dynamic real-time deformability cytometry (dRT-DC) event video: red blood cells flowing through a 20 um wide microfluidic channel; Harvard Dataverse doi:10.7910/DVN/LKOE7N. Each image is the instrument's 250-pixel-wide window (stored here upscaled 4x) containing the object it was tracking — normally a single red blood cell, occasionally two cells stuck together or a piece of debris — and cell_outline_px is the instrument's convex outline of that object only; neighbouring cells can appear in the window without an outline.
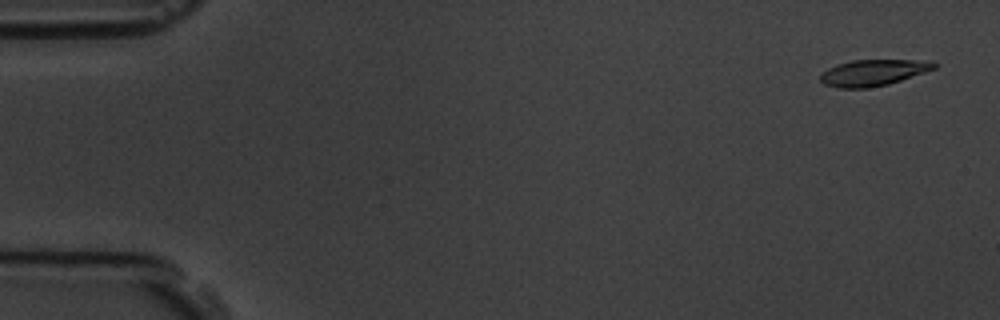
{"species": "common noctule bat (a hibernating species)", "species_latin": "Nyctalus noctula", "temperature_condition": "room temperature", "stored_images_in_passage": 5, "camera_frame_rate_fps": 3000, "um_per_image_px": 0.085, "animal": {"sex": "male", "body_mass_g": 19.5, "forearm_length_mm": 54.6}, "frame": {"image": 1, "passage_image": 1, "time_ms": 0.0, "image_size_px": [1000, 320], "cell_outline_px": [[936, 68], [888, 84], [864, 88], [840, 88], [824, 84], [820, 80], [820, 76], [828, 68], [836, 64], [852, 60], [932, 60], [936, 64]], "centroid_in_image_um": [74.21, 6.16], "position_along_channel_um": 10.8, "area_um2": 17.22}}
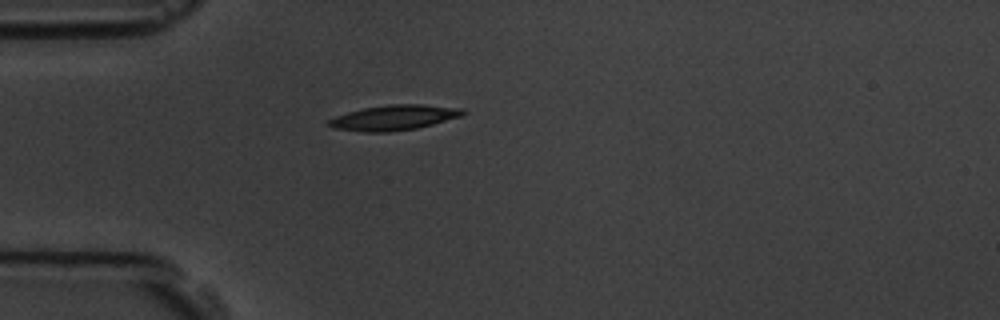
{"frame": {"image": 2, "passage_image": 5, "time_ms": 4.333, "image_size_px": [1000, 320], "cell_outline_px": [[468, 112], [460, 116], [432, 124], [416, 128], [388, 132], [364, 132], [332, 128], [328, 124], [328, 120], [336, 116], [348, 112], [364, 108], [388, 104], [424, 104], [464, 108]], "centroid_in_image_um": [33.51, 9.99], "position_along_channel_um": 51.5, "area_um2": 19.65}}